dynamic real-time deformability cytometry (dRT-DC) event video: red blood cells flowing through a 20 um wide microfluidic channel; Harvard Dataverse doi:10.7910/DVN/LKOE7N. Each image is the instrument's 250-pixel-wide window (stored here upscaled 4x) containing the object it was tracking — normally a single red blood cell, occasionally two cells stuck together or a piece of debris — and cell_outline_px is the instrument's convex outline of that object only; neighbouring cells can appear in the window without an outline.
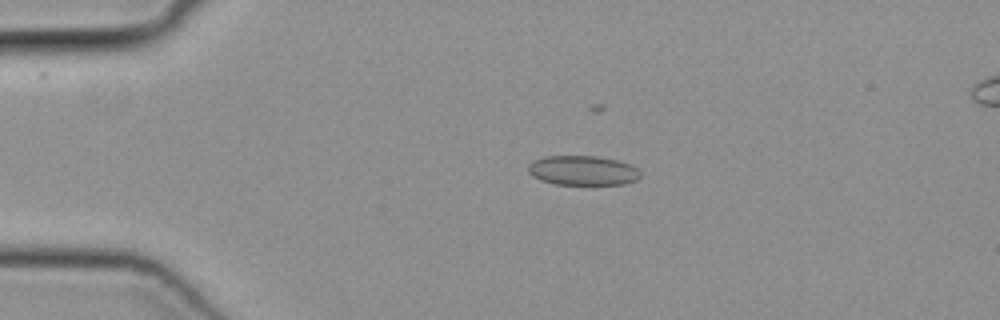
{"species": "common noctule bat (a hibernating species)", "species_latin": "Nyctalus noctula", "temperature_condition": "cold", "stored_images_in_passage": 46, "camera_frame_rate_fps": 3000, "um_per_image_px": 0.085, "animal": {"sex": "female", "body_mass_g": 19.3, "forearm_length_mm": 54.1}, "frame": {"image": 1, "passage_image": 7, "time_ms": 2.0, "image_size_px": [1000, 320], "cell_outline_px": [[640, 176], [636, 180], [624, 184], [556, 184], [540, 180], [532, 176], [528, 172], [528, 164], [532, 160], [548, 156], [596, 156], [616, 160], [632, 164], [640, 172]], "centroid_in_image_um": [49.52, 14.49], "position_along_channel_um": 35.5, "area_um2": 19.36}}
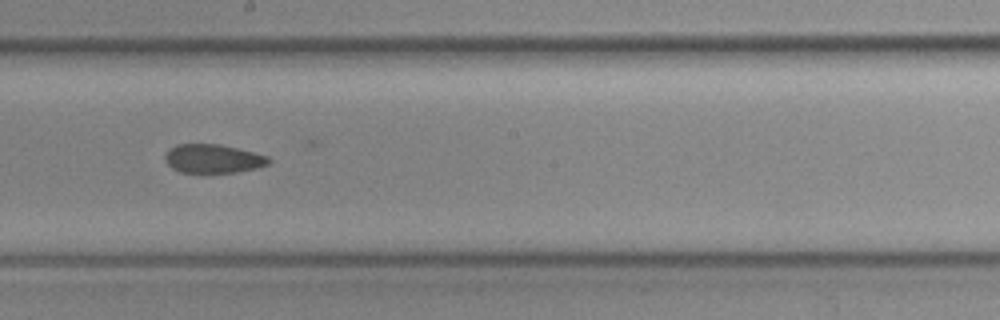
{"frame": {"image": 2, "passage_image": 24, "time_ms": 7.667, "image_size_px": [1000, 320], "cell_outline_px": [[272, 160], [268, 164], [256, 168], [236, 172], [180, 172], [172, 168], [168, 164], [164, 156], [176, 144], [220, 144], [268, 156]], "centroid_in_image_um": [18.12, 13.48], "position_along_channel_um": 230.1, "area_um2": 17.11}}
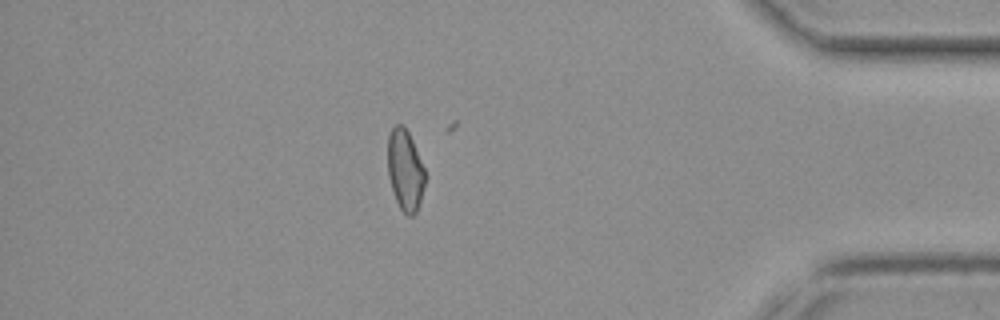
{"frame": {"image": 3, "passage_image": 39, "time_ms": 12.667, "image_size_px": [1000, 320], "cell_outline_px": [[424, 184], [420, 200], [416, 212], [412, 216], [408, 216], [400, 208], [396, 200], [388, 176], [388, 136], [392, 128], [396, 124], [404, 124], [412, 140], [424, 168]], "centroid_in_image_um": [34.42, 14.44], "position_along_channel_um": 400.8, "area_um2": 17.34}}